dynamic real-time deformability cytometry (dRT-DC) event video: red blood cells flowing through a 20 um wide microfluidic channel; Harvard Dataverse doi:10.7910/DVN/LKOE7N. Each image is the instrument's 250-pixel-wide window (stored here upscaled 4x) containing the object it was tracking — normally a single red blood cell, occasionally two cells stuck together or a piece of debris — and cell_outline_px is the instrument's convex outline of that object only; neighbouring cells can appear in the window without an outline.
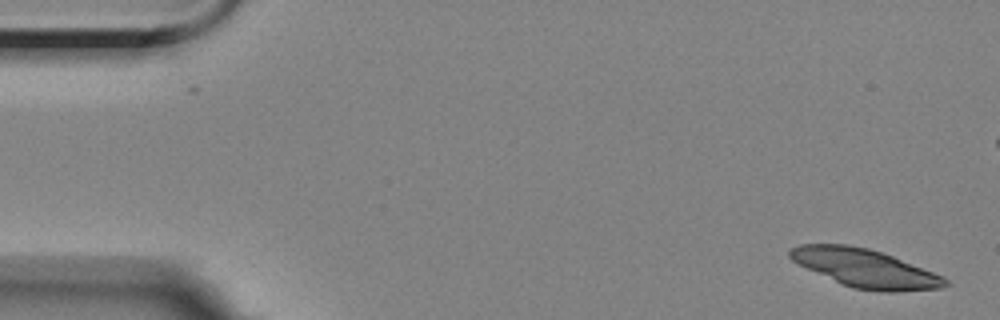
{"species": "Egyptian fruit bat (a non-hibernating species)", "species_latin": "Rousettus aegyptiacus", "temperature_condition": "room temperature", "stored_images_in_passage": 56, "camera_frame_rate_fps": 3000, "um_per_image_px": 0.085, "animal": {"sex": "female"}, "frame": {"image": 1, "passage_image": 1, "time_ms": 0.0, "image_size_px": [1000, 320], "cell_outline_px": [[952, 284], [944, 288], [896, 292], [880, 292], [852, 288], [840, 284], [792, 260], [788, 256], [788, 248], [800, 244], [848, 244], [868, 248], [892, 256], [944, 276]], "centroid_in_image_um": [73.57, 22.81], "position_along_channel_um": 11.4, "area_um2": 34.8}}
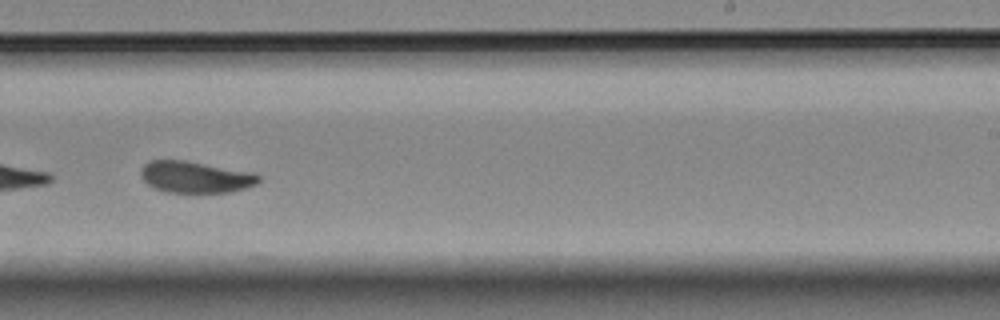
{"frame": {"image": 2, "passage_image": 34, "time_ms": 11.0, "image_size_px": [1000, 320], "cell_outline_px": [[260, 180], [256, 184], [244, 188], [228, 192], [168, 192], [152, 188], [140, 176], [140, 168], [148, 160], [184, 160], [252, 172], [260, 176]], "centroid_in_image_um": [16.56, 15.04], "position_along_channel_um": 272.4, "area_um2": 21.62}}
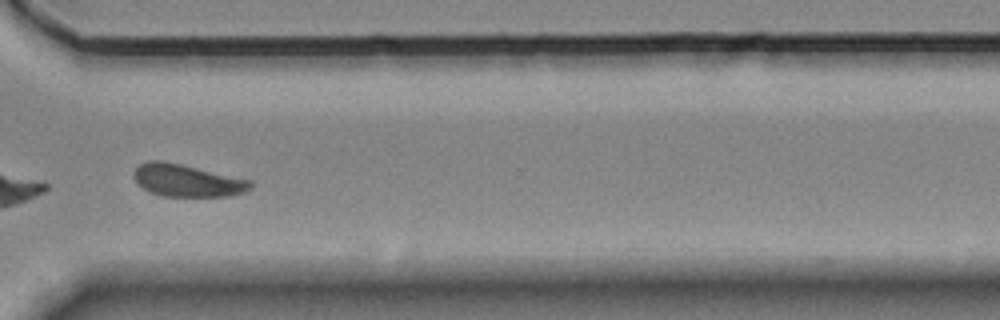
{"frame": {"image": 3, "passage_image": 41, "time_ms": 13.333, "image_size_px": [1000, 320], "cell_outline_px": [[252, 188], [248, 192], [232, 196], [164, 196], [152, 192], [136, 184], [132, 176], [132, 172], [140, 164], [148, 160], [160, 160], [180, 164], [252, 180]], "centroid_in_image_um": [15.91, 15.34], "position_along_channel_um": 354.7, "area_um2": 22.14}, "authors_computed_cell_mechanics": {"area_um2": 22.4842, "velocity_mm_per_s": 3.5092, "shape_relaxation_time_tau1_ms": 4.0633, "shape_relaxation_time_tau2_ms": 1.4292, "deformation_change_tau1": 0.1178, "deformation_change_tau2": 0.0501}}